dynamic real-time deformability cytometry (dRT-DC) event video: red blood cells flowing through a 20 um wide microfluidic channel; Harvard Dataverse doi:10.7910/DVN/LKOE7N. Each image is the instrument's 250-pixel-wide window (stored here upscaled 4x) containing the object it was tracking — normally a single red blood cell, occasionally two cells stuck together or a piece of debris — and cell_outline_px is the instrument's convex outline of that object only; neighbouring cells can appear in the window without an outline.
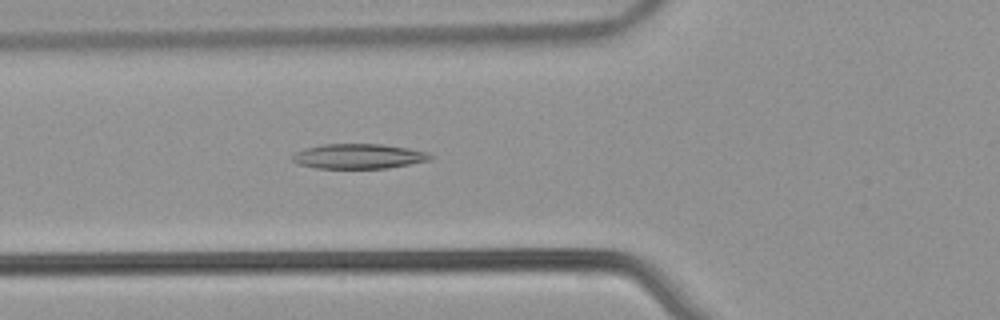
{"species": "common noctule bat (a hibernating species)", "species_latin": "Nyctalus noctula", "temperature_condition": "warm", "stored_images_in_passage": 53, "camera_frame_rate_fps": 3000, "um_per_image_px": 0.085, "animal": {"sex": "male", "body_mass_g": 21.5, "forearm_length_mm": 52.0}, "frame": {"image": 1, "passage_image": 20, "time_ms": 6.333, "image_size_px": [1000, 320], "cell_outline_px": [[436, 156], [432, 160], [388, 168], [316, 168], [296, 164], [292, 160], [292, 156], [296, 152], [304, 148], [324, 144], [380, 144], [408, 148], [428, 152]], "centroid_in_image_um": [30.51, 13.28], "position_along_channel_um": 95.3, "area_um2": 20.17}}
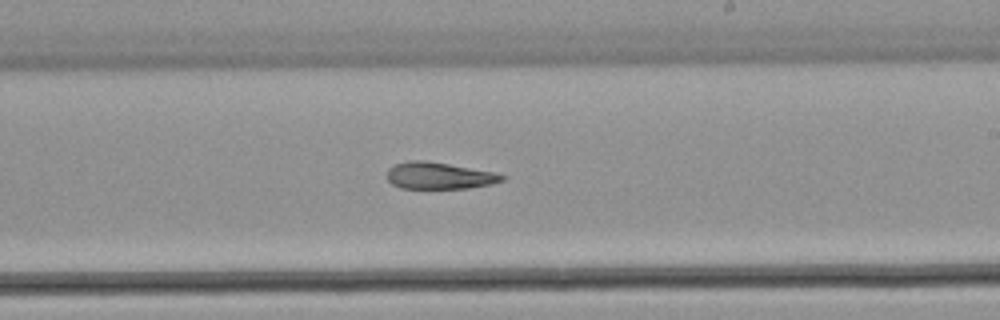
{"frame": {"image": 2, "passage_image": 32, "time_ms": 10.333, "image_size_px": [1000, 320], "cell_outline_px": [[508, 176], [504, 180], [492, 184], [468, 188], [400, 188], [392, 184], [388, 180], [388, 168], [396, 164], [408, 160], [424, 160], [448, 164], [492, 172]], "centroid_in_image_um": [37.32, 14.93], "position_along_channel_um": 251.7, "area_um2": 17.8}}
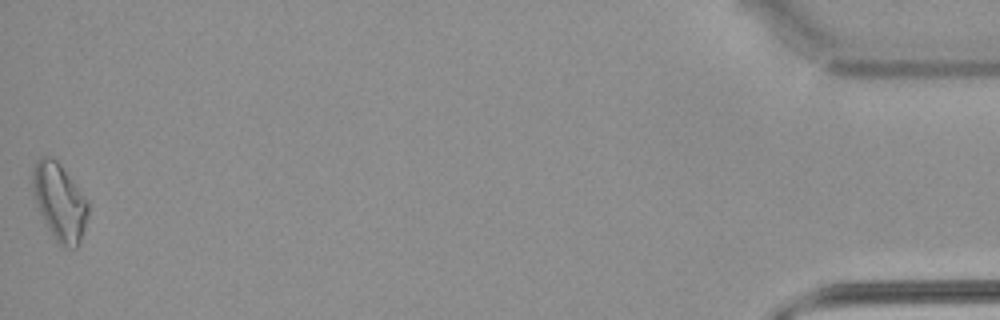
{"frame": {"image": 3, "passage_image": 53, "time_ms": 17.333, "image_size_px": [1000, 320], "cell_outline_px": [[88, 216], [80, 240], [76, 248], [60, 248], [48, 228], [36, 204], [32, 180], [32, 172], [36, 160], [40, 156], [52, 156], [60, 164], [88, 204]], "centroid_in_image_um": [5.04, 17.18], "position_along_channel_um": 430.2, "area_um2": 24.45}}